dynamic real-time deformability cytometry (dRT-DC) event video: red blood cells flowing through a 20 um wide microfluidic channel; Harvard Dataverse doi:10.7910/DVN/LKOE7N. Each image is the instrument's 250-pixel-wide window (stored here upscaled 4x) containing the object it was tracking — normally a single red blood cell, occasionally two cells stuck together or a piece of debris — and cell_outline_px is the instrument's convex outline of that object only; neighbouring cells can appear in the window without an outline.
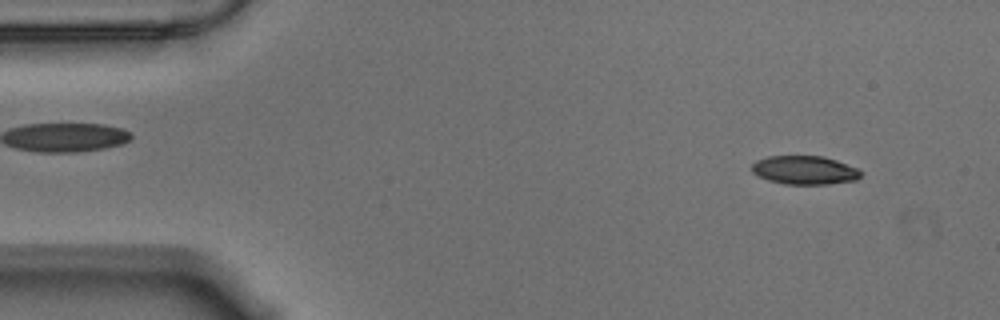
{"species": "Egyptian fruit bat (a non-hibernating species)", "species_latin": "Rousettus aegyptiacus", "temperature_condition": "warm", "stored_images_in_passage": 55, "camera_frame_rate_fps": 3000, "um_per_image_px": 0.085, "animal": {"sex": "male"}, "frame": {"image": 1, "passage_image": 4, "time_ms": 1.0, "image_size_px": [1000, 320], "cell_outline_px": [[864, 172], [856, 180], [828, 184], [784, 184], [768, 180], [752, 172], [752, 164], [756, 160], [768, 156], [824, 156], [836, 160], [856, 168]], "centroid_in_image_um": [68.39, 14.46], "position_along_channel_um": 16.6, "area_um2": 18.15}}
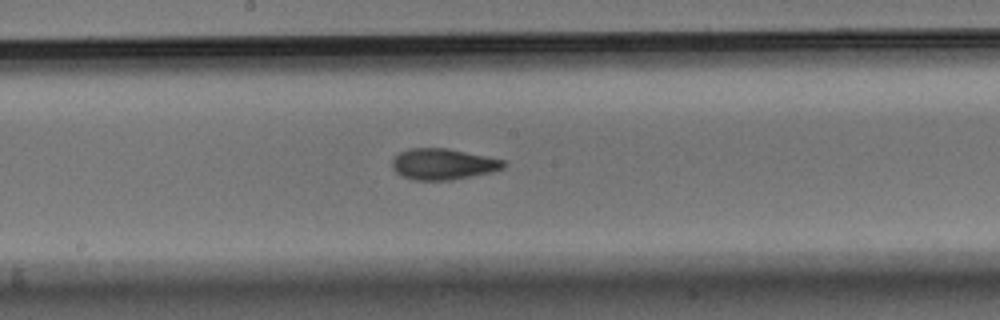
{"frame": {"image": 2, "passage_image": 28, "time_ms": 9.0, "image_size_px": [1000, 320], "cell_outline_px": [[504, 168], [492, 172], [452, 180], [412, 180], [396, 172], [392, 168], [392, 160], [400, 152], [408, 148], [448, 148], [504, 160]], "centroid_in_image_um": [37.64, 13.95], "position_along_channel_um": 210.6, "area_um2": 20.11}}
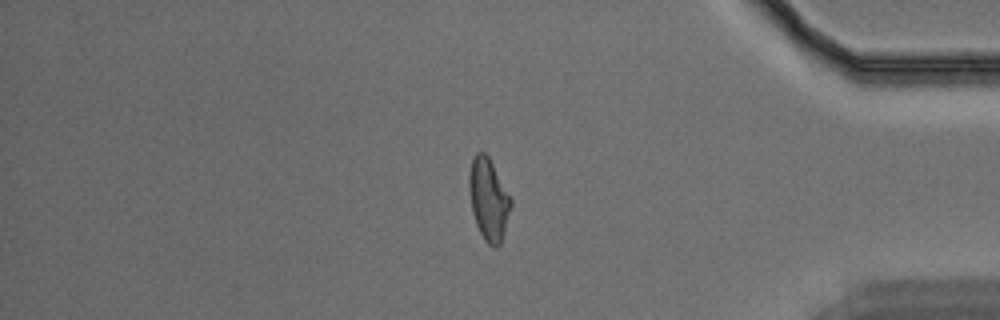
{"frame": {"image": 3, "passage_image": 46, "time_ms": 15.0, "image_size_px": [1000, 320], "cell_outline_px": [[512, 204], [504, 232], [500, 244], [496, 248], [492, 248], [484, 240], [476, 224], [472, 212], [468, 188], [468, 176], [472, 160], [476, 152], [484, 152], [488, 156], [512, 200]], "centroid_in_image_um": [41.51, 16.96], "position_along_channel_um": 393.7, "area_um2": 19.88}, "authors_computed_cell_mechanics": {"area_um2": 19.7676, "velocity_mm_per_s": 3.5463, "shape_relaxation_time_tau1_ms": 4.8156, "shape_relaxation_time_tau2_ms": 1.5898, "deformation_change_tau1": 0.1763, "deformation_change_tau2": 0.0848}}